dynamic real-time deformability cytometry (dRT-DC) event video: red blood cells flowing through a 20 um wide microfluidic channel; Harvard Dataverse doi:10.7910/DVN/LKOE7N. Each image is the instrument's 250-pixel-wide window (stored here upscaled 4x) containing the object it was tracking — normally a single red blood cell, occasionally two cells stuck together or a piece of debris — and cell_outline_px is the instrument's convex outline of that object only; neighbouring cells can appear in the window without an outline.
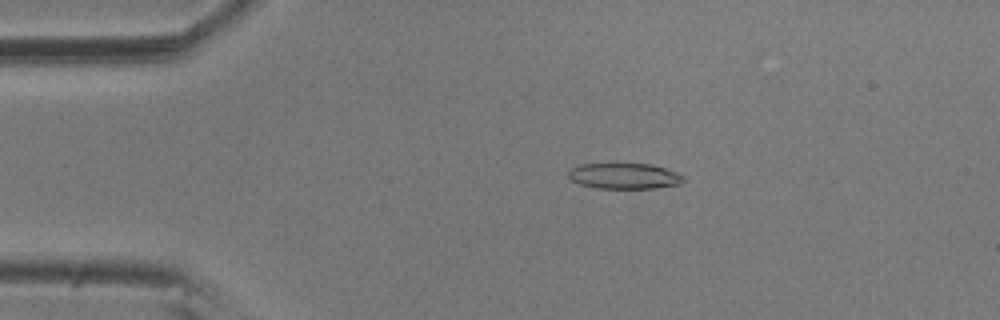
{"species": "common noctule bat (a hibernating species)", "species_latin": "Nyctalus noctula", "temperature_condition": "room temperature", "stored_images_in_passage": 4, "camera_frame_rate_fps": 3000, "um_per_image_px": 0.085, "animal": {"sex": "male", "body_mass_g": 20.5, "forearm_length_mm": 52.5}, "frame": {"image": 1, "passage_image": 3, "time_ms": 0.667, "image_size_px": [1000, 320], "cell_outline_px": [[684, 180], [680, 184], [656, 188], [596, 188], [580, 184], [572, 180], [568, 176], [568, 172], [572, 168], [580, 164], [652, 164], [676, 172], [684, 176]], "centroid_in_image_um": [53.07, 14.96], "position_along_channel_um": 31.9, "area_um2": 17.17}}